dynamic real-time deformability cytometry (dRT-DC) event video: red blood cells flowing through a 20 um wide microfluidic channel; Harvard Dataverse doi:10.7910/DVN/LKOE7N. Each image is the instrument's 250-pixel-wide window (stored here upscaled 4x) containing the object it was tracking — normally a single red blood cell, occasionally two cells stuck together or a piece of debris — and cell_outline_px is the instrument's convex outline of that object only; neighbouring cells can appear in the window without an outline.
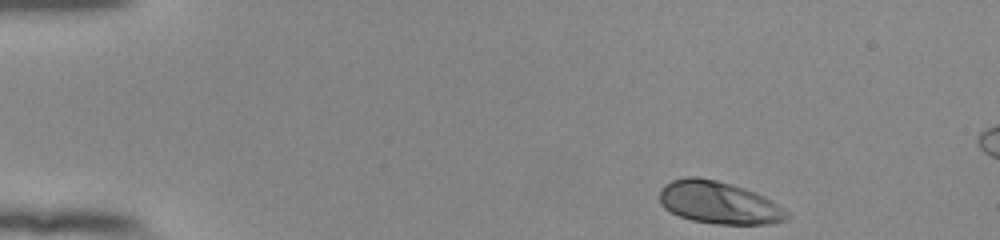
{"species": "human", "species_latin": "Homo sapiens", "temperature_condition": "room temperature", "stored_images_in_passage": 47, "camera_frame_rate_fps": 3000, "um_per_image_px": 0.085, "donor": {"sex": "female"}, "frame": {"image": 1, "passage_image": 1, "time_ms": 0.0, "image_size_px": [1000, 240], "cell_outline_px": [[792, 216], [788, 220], [772, 224], [716, 224], [692, 220], [680, 216], [664, 208], [660, 204], [660, 188], [664, 184], [672, 180], [684, 176], [696, 176], [716, 180], [732, 184], [756, 192], [772, 200], [788, 212]], "centroid_in_image_um": [61.12, 17.22], "position_along_channel_um": 23.9, "area_um2": 31.85}}
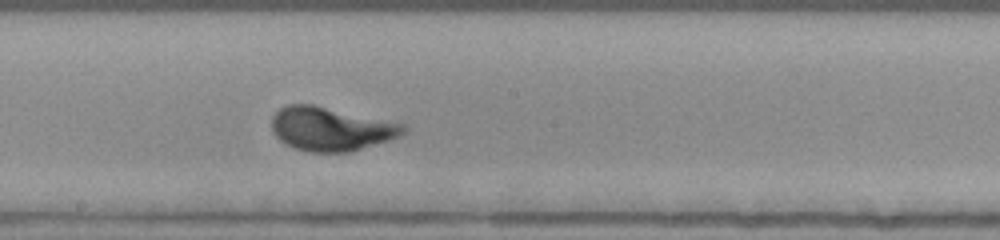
{"frame": {"image": 2, "passage_image": 24, "time_ms": 7.667, "image_size_px": [1000, 240], "cell_outline_px": [[408, 128], [404, 132], [388, 140], [348, 152], [308, 152], [284, 144], [272, 132], [272, 116], [280, 108], [288, 104], [312, 104], [404, 124]], "centroid_in_image_um": [28.07, 10.95], "position_along_channel_um": 220.1, "area_um2": 33.18}}
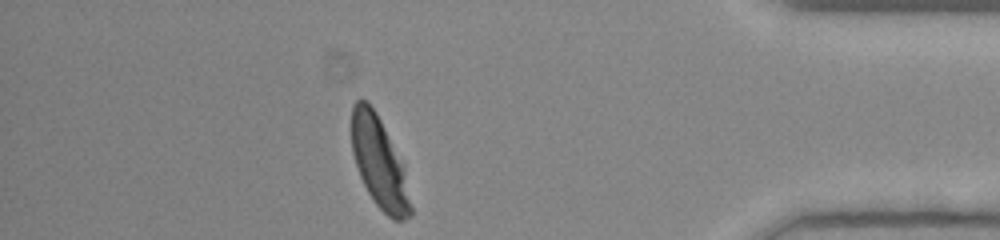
{"frame": {"image": 3, "passage_image": 41, "time_ms": 13.333, "image_size_px": [1000, 240], "cell_outline_px": [[412, 216], [404, 220], [392, 220], [376, 204], [368, 192], [360, 176], [352, 152], [352, 104], [356, 100], [364, 100], [376, 112], [404, 164], [412, 208]], "centroid_in_image_um": [32.26, 13.86], "position_along_channel_um": 402.9, "area_um2": 31.15}, "authors_computed_cell_mechanics": {"area_um2": 31.9056, "velocity_mm_per_s": 3.8424, "shape_relaxation_time_tau1_ms": 2.2404, "shape_relaxation_time_tau2_ms": null, "deformation_change_tau1": 0.1725, "deformation_change_tau2": null}}